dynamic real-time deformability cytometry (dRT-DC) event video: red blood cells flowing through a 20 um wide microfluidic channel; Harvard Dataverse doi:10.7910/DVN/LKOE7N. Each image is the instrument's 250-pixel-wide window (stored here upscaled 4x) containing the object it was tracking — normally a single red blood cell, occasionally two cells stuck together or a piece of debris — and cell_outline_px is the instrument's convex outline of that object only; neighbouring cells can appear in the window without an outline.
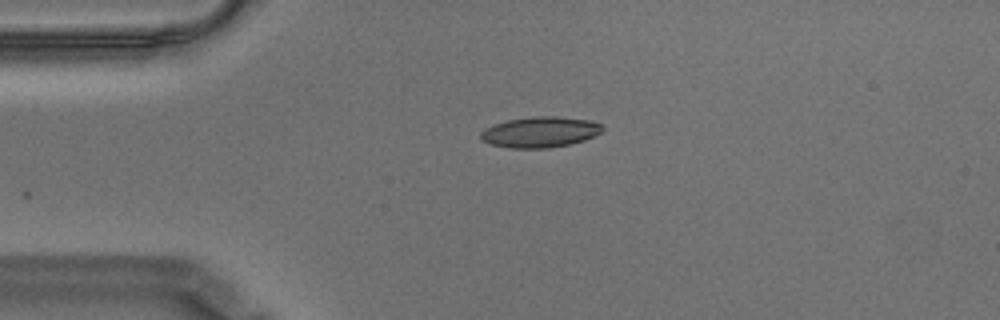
{"species": "Egyptian fruit bat (a non-hibernating species)", "species_latin": "Rousettus aegyptiacus", "temperature_condition": "warm", "stored_images_in_passage": 27, "camera_frame_rate_fps": 3000, "um_per_image_px": 0.085, "animal": {"sex": "male"}, "frame": {"image": 1, "passage_image": 1, "time_ms": 0.0, "image_size_px": [1000, 320], "cell_outline_px": [[604, 128], [600, 132], [584, 140], [568, 144], [548, 148], [508, 148], [492, 144], [480, 140], [480, 132], [484, 128], [508, 120], [536, 116], [556, 116], [592, 120], [604, 124]], "centroid_in_image_um": [45.91, 11.22], "position_along_channel_um": 39.1, "area_um2": 21.79}}
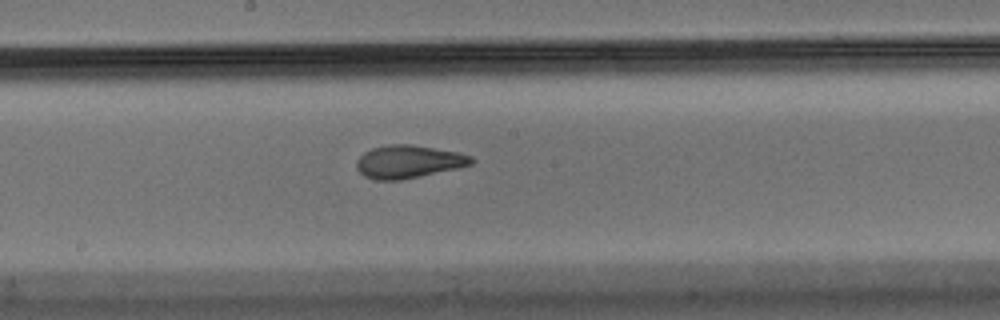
{"frame": {"image": 2, "passage_image": 18, "time_ms": 5.667, "image_size_px": [1000, 320], "cell_outline_px": [[476, 160], [472, 164], [456, 168], [420, 176], [400, 180], [376, 180], [364, 176], [356, 168], [356, 160], [364, 152], [372, 148], [388, 144], [408, 144], [456, 152], [472, 156]], "centroid_in_image_um": [34.69, 13.74], "position_along_channel_um": 213.5, "area_um2": 21.85}}
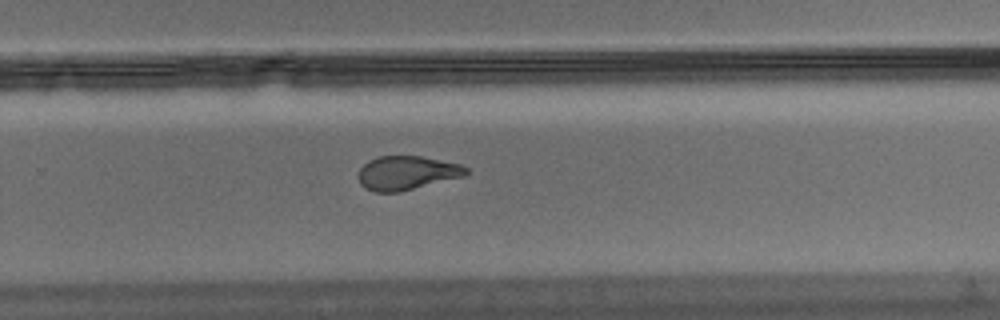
{"frame": {"image": 3, "passage_image": 25, "time_ms": 8.0, "image_size_px": [1000, 320], "cell_outline_px": [[468, 172], [464, 176], [396, 192], [376, 192], [364, 188], [360, 184], [360, 168], [368, 160], [376, 156], [420, 156], [460, 164], [468, 168]], "centroid_in_image_um": [34.56, 14.68], "position_along_channel_um": 295.2, "area_um2": 20.98}, "authors_computed_cell_mechanics": {"area_um2": 21.7328, "velocity_mm_per_s": 3.5125, "shape_relaxation_time_tau1_ms": 6.0114, "shape_relaxation_time_tau2_ms": 2.0214, "deformation_change_tau1": 0.1869, "deformation_change_tau2": 0.0886}}